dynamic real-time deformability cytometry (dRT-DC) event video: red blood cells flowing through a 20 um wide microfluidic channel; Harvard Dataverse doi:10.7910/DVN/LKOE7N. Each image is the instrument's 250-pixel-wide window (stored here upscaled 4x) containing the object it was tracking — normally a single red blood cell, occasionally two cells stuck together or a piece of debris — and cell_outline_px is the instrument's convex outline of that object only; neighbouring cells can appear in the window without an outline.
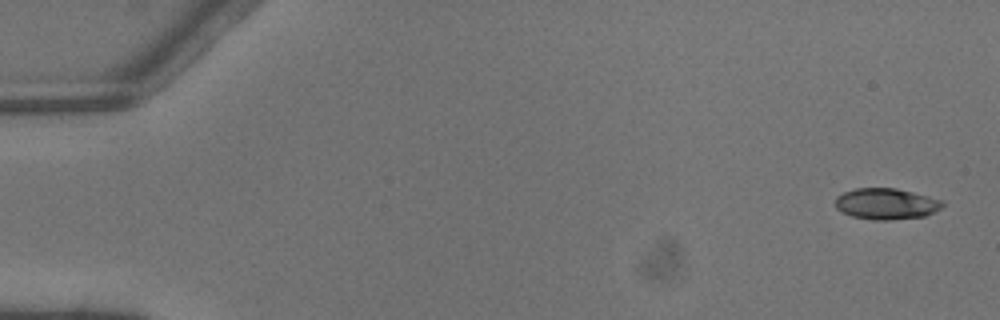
{"species": "common noctule bat (a hibernating species)", "species_latin": "Nyctalus noctula", "temperature_condition": "warm", "stored_images_in_passage": 4, "camera_frame_rate_fps": 3000, "um_per_image_px": 0.085, "animal": {"sex": "male", "body_mass_g": 13.3}, "frame": {"image": 1, "passage_image": 1, "time_ms": 0.0, "image_size_px": [1000, 320], "cell_outline_px": [[944, 204], [940, 208], [924, 216], [892, 220], [872, 220], [852, 216], [836, 208], [836, 196], [844, 192], [856, 188], [896, 188], [928, 196], [940, 200]], "centroid_in_image_um": [75.3, 17.32], "position_along_channel_um": 9.7, "area_um2": 19.25}}
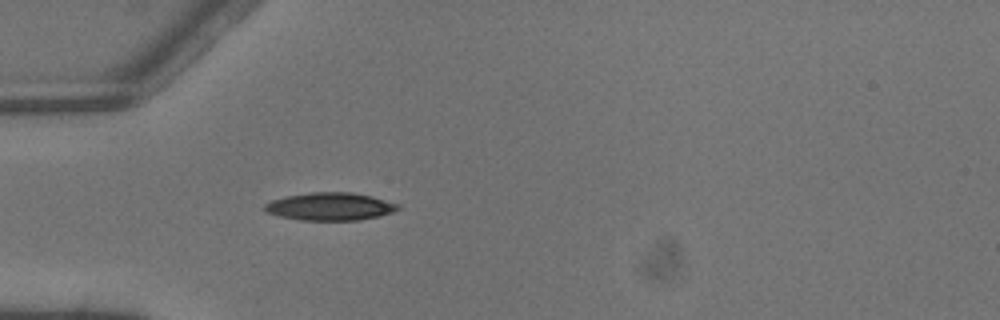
{"frame": {"image": 2, "passage_image": 4, "time_ms": 1.0, "image_size_px": [1000, 320], "cell_outline_px": [[400, 208], [392, 212], [380, 216], [360, 220], [300, 220], [280, 216], [268, 212], [264, 208], [264, 204], [272, 200], [288, 196], [312, 192], [352, 192], [372, 196], [400, 204]], "centroid_in_image_um": [28.1, 17.55], "position_along_channel_um": 56.9, "area_um2": 21.5}}